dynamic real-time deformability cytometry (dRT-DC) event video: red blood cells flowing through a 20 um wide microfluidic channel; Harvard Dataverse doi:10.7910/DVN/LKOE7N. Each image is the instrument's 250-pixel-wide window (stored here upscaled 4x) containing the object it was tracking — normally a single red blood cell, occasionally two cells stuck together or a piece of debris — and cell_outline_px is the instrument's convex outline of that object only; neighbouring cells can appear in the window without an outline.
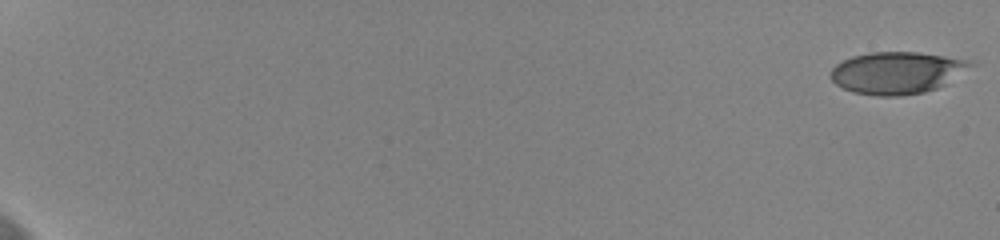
{"species": "human", "species_latin": "Homo sapiens", "temperature_condition": "cold", "stored_images_in_passage": 59, "camera_frame_rate_fps": 3000, "um_per_image_px": 0.085, "donor": {"sex": "female"}, "frame": {"image": 1, "passage_image": 1, "time_ms": 0.0, "image_size_px": [1000, 240], "cell_outline_px": [[976, 64], [944, 84], [936, 88], [924, 92], [900, 96], [876, 96], [852, 92], [836, 84], [828, 76], [832, 68], [836, 64], [852, 56], [872, 52], [916, 52], [972, 60]], "centroid_in_image_um": [76.22, 6.18], "position_along_channel_um": 8.8, "area_um2": 34.22}}
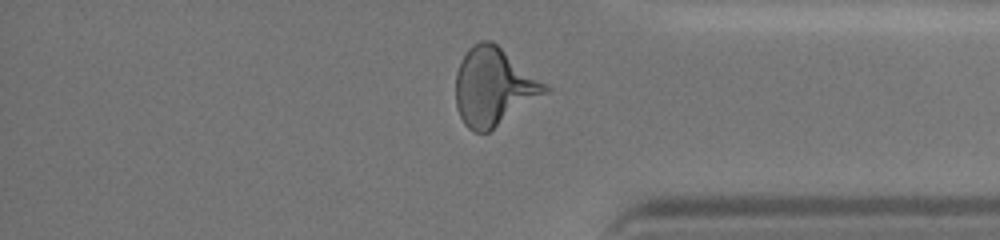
{"frame": {"image": 2, "passage_image": 51, "time_ms": 16.667, "image_size_px": [1000, 240], "cell_outline_px": [[552, 88], [548, 92], [488, 132], [472, 132], [464, 124], [456, 108], [456, 72], [460, 60], [468, 48], [472, 44], [480, 40], [492, 40]], "centroid_in_image_um": [41.94, 7.36], "position_along_channel_um": 393.3, "area_um2": 40.52}}
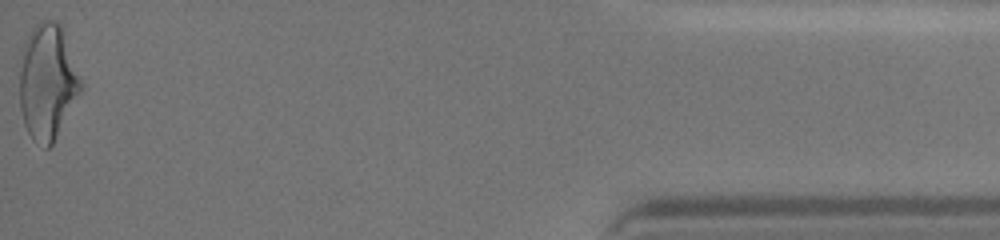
{"frame": {"image": 3, "passage_image": 59, "time_ms": 19.333, "image_size_px": [1000, 240], "cell_outline_px": [[84, 84], [80, 92], [52, 144], [48, 148], [44, 148], [32, 140], [24, 124], [20, 108], [20, 48], [28, 32], [40, 20], [56, 20], [60, 24]], "centroid_in_image_um": [4.01, 6.92], "position_along_channel_um": 431.2, "area_um2": 41.5}, "authors_computed_cell_mechanics": {"area_um2": 37.4544, "velocity_mm_per_s": 3.6562, "shape_relaxation_time_tau1_ms": 4.4986, "shape_relaxation_time_tau2_ms": 1.2626, "deformation_change_tau1": 0.1592, "deformation_change_tau2": 0.0951}}